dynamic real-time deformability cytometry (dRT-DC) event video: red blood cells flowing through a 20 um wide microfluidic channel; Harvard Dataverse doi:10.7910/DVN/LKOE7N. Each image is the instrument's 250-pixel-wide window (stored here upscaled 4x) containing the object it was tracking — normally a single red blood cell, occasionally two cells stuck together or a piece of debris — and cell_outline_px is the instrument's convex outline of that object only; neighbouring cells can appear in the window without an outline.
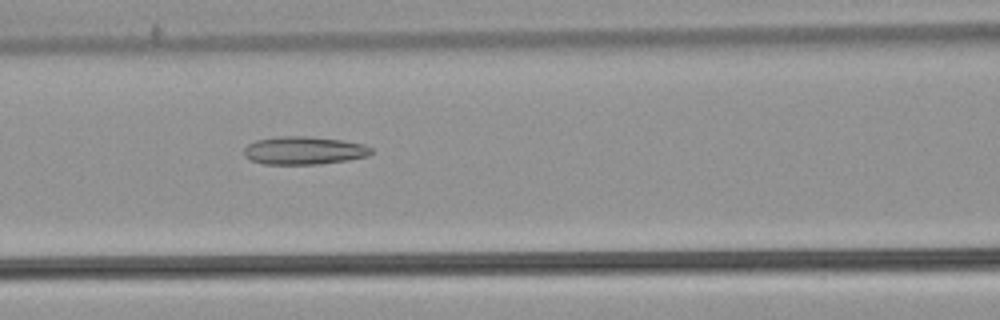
{"species": "common noctule bat (a hibernating species)", "species_latin": "Nyctalus noctula", "temperature_condition": "warm", "stored_images_in_passage": 45, "camera_frame_rate_fps": 3000, "um_per_image_px": 0.085, "animal": {"sex": "male", "body_mass_g": 21.5, "forearm_length_mm": 52.0}, "frame": {"image": 1, "passage_image": 15, "time_ms": 4.667, "image_size_px": [1000, 320], "cell_outline_px": [[372, 152], [368, 156], [348, 160], [320, 164], [264, 164], [252, 160], [244, 156], [244, 148], [248, 144], [256, 140], [276, 136], [308, 136], [344, 140], [364, 144], [372, 148]], "centroid_in_image_um": [25.85, 12.78], "position_along_channel_um": 140.8, "area_um2": 20.92}}
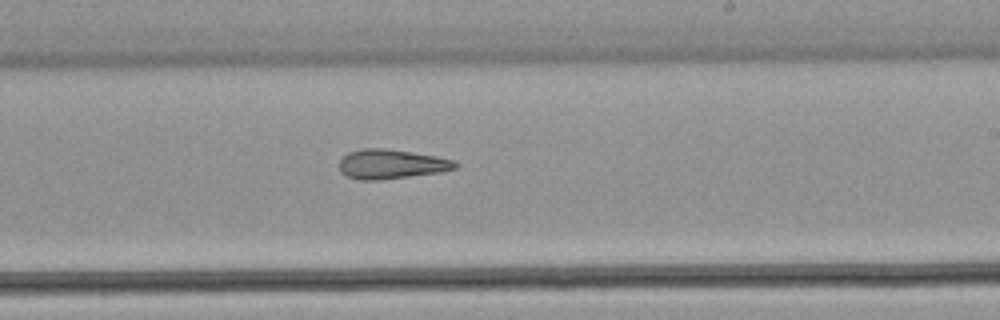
{"frame": {"image": 2, "passage_image": 24, "time_ms": 7.667, "image_size_px": [1000, 320], "cell_outline_px": [[460, 164], [456, 168], [440, 172], [380, 180], [360, 180], [348, 176], [340, 172], [340, 160], [348, 152], [364, 148], [384, 148], [412, 152], [436, 156], [456, 160]], "centroid_in_image_um": [33.28, 13.94], "position_along_channel_um": 255.7, "area_um2": 19.94}}
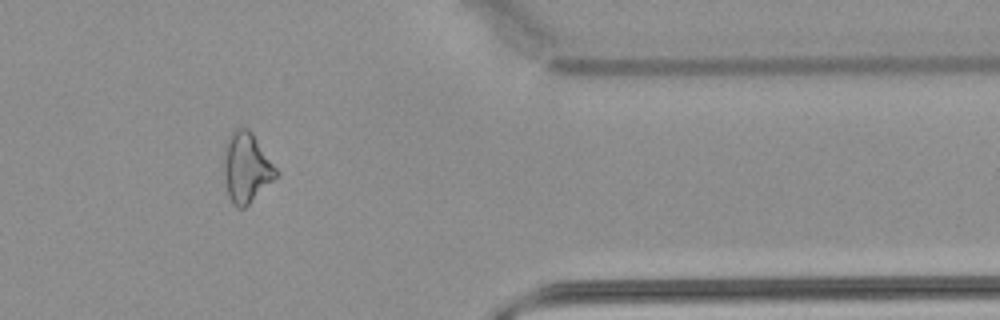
{"frame": {"image": 3, "passage_image": 36, "time_ms": 11.667, "image_size_px": [1000, 320], "cell_outline_px": [[280, 172], [244, 208], [236, 208], [228, 196], [224, 176], [224, 148], [228, 136], [240, 124], [248, 128], [252, 132]], "centroid_in_image_um": [20.93, 14.19], "position_along_channel_um": 390.5, "area_um2": 21.33}, "authors_computed_cell_mechanics": {"area_um2": 21.3282, "velocity_mm_per_s": 3.8469, "shape_relaxation_time_tau1_ms": null, "shape_relaxation_time_tau2_ms": 6.4872, "deformation_change_tau1": null, "deformation_change_tau2": 0.1909}}